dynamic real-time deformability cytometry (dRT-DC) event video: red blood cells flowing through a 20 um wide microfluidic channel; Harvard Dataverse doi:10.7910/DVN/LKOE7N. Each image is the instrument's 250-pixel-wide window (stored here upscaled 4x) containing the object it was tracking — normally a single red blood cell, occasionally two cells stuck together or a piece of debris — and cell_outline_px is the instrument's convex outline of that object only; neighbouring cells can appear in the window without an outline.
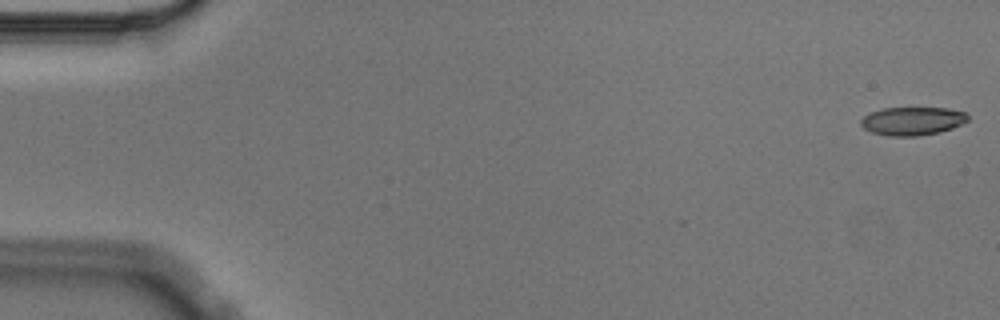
{"species": "Egyptian fruit bat (a non-hibernating species)", "species_latin": "Rousettus aegyptiacus", "temperature_condition": "cold", "stored_images_in_passage": 9, "camera_frame_rate_fps": 3000, "um_per_image_px": 0.085, "animal": {"sex": "male"}, "frame": {"image": 1, "passage_image": 1, "time_ms": 0.0, "image_size_px": [1000, 320], "cell_outline_px": [[968, 120], [952, 128], [940, 132], [916, 136], [888, 136], [872, 132], [864, 128], [860, 124], [860, 120], [864, 116], [872, 112], [884, 108], [948, 108], [964, 112], [968, 116]], "centroid_in_image_um": [77.54, 10.29], "position_along_channel_um": 7.5, "area_um2": 17.51}}
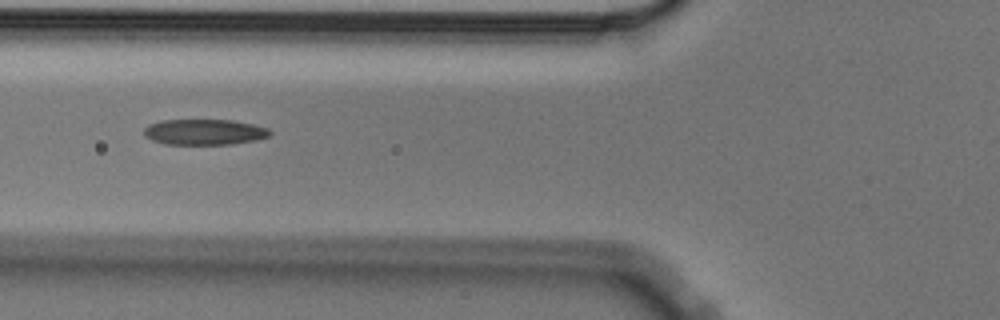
{"frame": {"image": 2, "passage_image": 6, "time_ms": 1.667, "image_size_px": [1000, 320], "cell_outline_px": [[272, 132], [268, 136], [256, 140], [232, 144], [164, 144], [152, 140], [144, 136], [144, 128], [148, 124], [160, 120], [232, 120], [252, 124], [268, 128]], "centroid_in_image_um": [17.34, 11.22], "position_along_channel_um": 108.5, "area_um2": 18.9}}
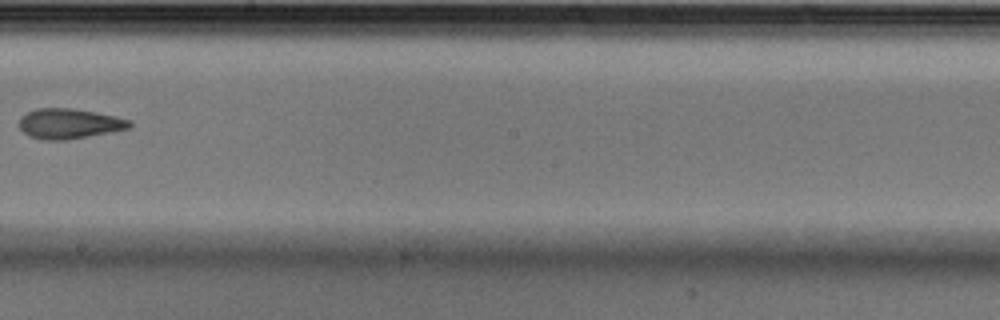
{"frame": {"image": 3, "passage_image": 9, "time_ms": 2.667, "image_size_px": [1000, 320], "cell_outline_px": [[132, 128], [88, 136], [64, 140], [44, 140], [28, 136], [20, 128], [20, 116], [36, 108], [76, 108], [116, 116], [132, 120]], "centroid_in_image_um": [5.91, 10.5], "position_along_channel_um": 242.3, "area_um2": 19.54}}